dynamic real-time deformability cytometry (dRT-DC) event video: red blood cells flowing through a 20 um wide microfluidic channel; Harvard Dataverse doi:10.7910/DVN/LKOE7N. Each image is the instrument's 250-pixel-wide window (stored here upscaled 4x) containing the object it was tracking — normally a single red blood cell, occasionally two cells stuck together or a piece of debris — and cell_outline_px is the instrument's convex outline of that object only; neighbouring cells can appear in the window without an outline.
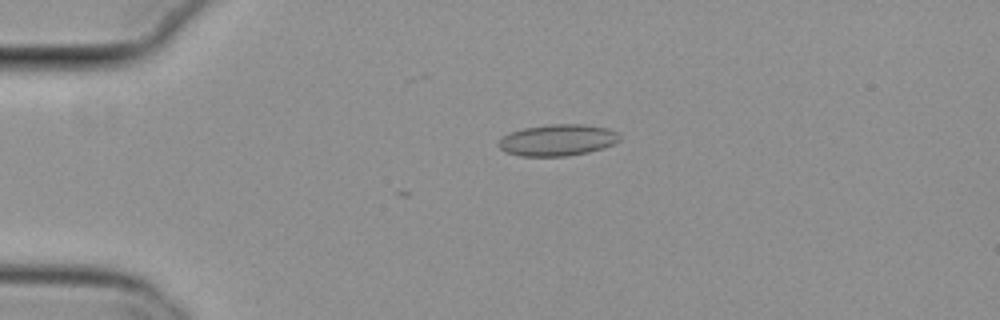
{"species": "common noctule bat (a hibernating species)", "species_latin": "Nyctalus noctula", "temperature_condition": "cold", "stored_images_in_passage": 3, "camera_frame_rate_fps": 3000, "um_per_image_px": 0.085, "animal": {"sex": "female", "body_mass_g": 29.2, "forearm_length_mm": 56.3}, "frame": {"image": 1, "passage_image": 1, "time_ms": 0.0, "image_size_px": [1000, 320], "cell_outline_px": [[620, 140], [604, 148], [588, 152], [568, 156], [520, 156], [504, 152], [496, 144], [504, 136], [512, 132], [524, 128], [548, 124], [584, 124], [608, 128], [616, 132], [620, 136]], "centroid_in_image_um": [47.4, 11.91], "position_along_channel_um": 37.6, "area_um2": 22.25}}